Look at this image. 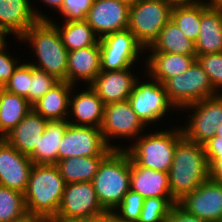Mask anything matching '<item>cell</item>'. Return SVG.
<instances>
[{
    "label": "cell",
    "mask_w": 222,
    "mask_h": 222,
    "mask_svg": "<svg viewBox=\"0 0 222 222\" xmlns=\"http://www.w3.org/2000/svg\"><path fill=\"white\" fill-rule=\"evenodd\" d=\"M188 214L208 222L222 221V182L210 179L177 203Z\"/></svg>",
    "instance_id": "14"
},
{
    "label": "cell",
    "mask_w": 222,
    "mask_h": 222,
    "mask_svg": "<svg viewBox=\"0 0 222 222\" xmlns=\"http://www.w3.org/2000/svg\"><path fill=\"white\" fill-rule=\"evenodd\" d=\"M196 60L207 73L209 81L215 91L222 88V52L196 56Z\"/></svg>",
    "instance_id": "37"
},
{
    "label": "cell",
    "mask_w": 222,
    "mask_h": 222,
    "mask_svg": "<svg viewBox=\"0 0 222 222\" xmlns=\"http://www.w3.org/2000/svg\"><path fill=\"white\" fill-rule=\"evenodd\" d=\"M38 20L50 19L32 9L30 0H0V27L8 35L19 39Z\"/></svg>",
    "instance_id": "17"
},
{
    "label": "cell",
    "mask_w": 222,
    "mask_h": 222,
    "mask_svg": "<svg viewBox=\"0 0 222 222\" xmlns=\"http://www.w3.org/2000/svg\"><path fill=\"white\" fill-rule=\"evenodd\" d=\"M209 166V179L222 182V151H205Z\"/></svg>",
    "instance_id": "40"
},
{
    "label": "cell",
    "mask_w": 222,
    "mask_h": 222,
    "mask_svg": "<svg viewBox=\"0 0 222 222\" xmlns=\"http://www.w3.org/2000/svg\"><path fill=\"white\" fill-rule=\"evenodd\" d=\"M196 56L222 52V8L201 1V22Z\"/></svg>",
    "instance_id": "19"
},
{
    "label": "cell",
    "mask_w": 222,
    "mask_h": 222,
    "mask_svg": "<svg viewBox=\"0 0 222 222\" xmlns=\"http://www.w3.org/2000/svg\"><path fill=\"white\" fill-rule=\"evenodd\" d=\"M7 35L8 34L0 27V48L7 43L5 39Z\"/></svg>",
    "instance_id": "49"
},
{
    "label": "cell",
    "mask_w": 222,
    "mask_h": 222,
    "mask_svg": "<svg viewBox=\"0 0 222 222\" xmlns=\"http://www.w3.org/2000/svg\"><path fill=\"white\" fill-rule=\"evenodd\" d=\"M60 81L46 71L32 65V79H30L29 103L33 105Z\"/></svg>",
    "instance_id": "35"
},
{
    "label": "cell",
    "mask_w": 222,
    "mask_h": 222,
    "mask_svg": "<svg viewBox=\"0 0 222 222\" xmlns=\"http://www.w3.org/2000/svg\"><path fill=\"white\" fill-rule=\"evenodd\" d=\"M203 146L205 151H222V140H217V136L214 135Z\"/></svg>",
    "instance_id": "43"
},
{
    "label": "cell",
    "mask_w": 222,
    "mask_h": 222,
    "mask_svg": "<svg viewBox=\"0 0 222 222\" xmlns=\"http://www.w3.org/2000/svg\"><path fill=\"white\" fill-rule=\"evenodd\" d=\"M182 136L183 132L179 127L148 135L143 134L131 144L132 146L123 149L139 166L168 173L173 162L177 141Z\"/></svg>",
    "instance_id": "5"
},
{
    "label": "cell",
    "mask_w": 222,
    "mask_h": 222,
    "mask_svg": "<svg viewBox=\"0 0 222 222\" xmlns=\"http://www.w3.org/2000/svg\"><path fill=\"white\" fill-rule=\"evenodd\" d=\"M171 11L172 7L163 0H138L130 5L128 29L145 50L171 20Z\"/></svg>",
    "instance_id": "6"
},
{
    "label": "cell",
    "mask_w": 222,
    "mask_h": 222,
    "mask_svg": "<svg viewBox=\"0 0 222 222\" xmlns=\"http://www.w3.org/2000/svg\"><path fill=\"white\" fill-rule=\"evenodd\" d=\"M99 46L101 71L132 68L139 54L145 51L128 28L104 35L99 40Z\"/></svg>",
    "instance_id": "8"
},
{
    "label": "cell",
    "mask_w": 222,
    "mask_h": 222,
    "mask_svg": "<svg viewBox=\"0 0 222 222\" xmlns=\"http://www.w3.org/2000/svg\"><path fill=\"white\" fill-rule=\"evenodd\" d=\"M112 150L105 143L100 128L69 123L59 145L58 161L70 157L107 156Z\"/></svg>",
    "instance_id": "11"
},
{
    "label": "cell",
    "mask_w": 222,
    "mask_h": 222,
    "mask_svg": "<svg viewBox=\"0 0 222 222\" xmlns=\"http://www.w3.org/2000/svg\"><path fill=\"white\" fill-rule=\"evenodd\" d=\"M95 0H64L59 12L64 21H85Z\"/></svg>",
    "instance_id": "38"
},
{
    "label": "cell",
    "mask_w": 222,
    "mask_h": 222,
    "mask_svg": "<svg viewBox=\"0 0 222 222\" xmlns=\"http://www.w3.org/2000/svg\"><path fill=\"white\" fill-rule=\"evenodd\" d=\"M73 99L70 98L69 115L76 121L68 122L77 126H90L100 128L103 120L104 107L102 99L89 85L87 90L76 93Z\"/></svg>",
    "instance_id": "22"
},
{
    "label": "cell",
    "mask_w": 222,
    "mask_h": 222,
    "mask_svg": "<svg viewBox=\"0 0 222 222\" xmlns=\"http://www.w3.org/2000/svg\"><path fill=\"white\" fill-rule=\"evenodd\" d=\"M4 136L0 133V140H3Z\"/></svg>",
    "instance_id": "53"
},
{
    "label": "cell",
    "mask_w": 222,
    "mask_h": 222,
    "mask_svg": "<svg viewBox=\"0 0 222 222\" xmlns=\"http://www.w3.org/2000/svg\"><path fill=\"white\" fill-rule=\"evenodd\" d=\"M168 178L170 192L176 203L207 181L209 166L204 146L183 135L177 141Z\"/></svg>",
    "instance_id": "1"
},
{
    "label": "cell",
    "mask_w": 222,
    "mask_h": 222,
    "mask_svg": "<svg viewBox=\"0 0 222 222\" xmlns=\"http://www.w3.org/2000/svg\"><path fill=\"white\" fill-rule=\"evenodd\" d=\"M73 85L60 81L32 105V109L47 120H68Z\"/></svg>",
    "instance_id": "25"
},
{
    "label": "cell",
    "mask_w": 222,
    "mask_h": 222,
    "mask_svg": "<svg viewBox=\"0 0 222 222\" xmlns=\"http://www.w3.org/2000/svg\"><path fill=\"white\" fill-rule=\"evenodd\" d=\"M131 70L129 68L115 71H101L90 86L105 105L126 101L132 92L136 80L139 79L133 75Z\"/></svg>",
    "instance_id": "18"
},
{
    "label": "cell",
    "mask_w": 222,
    "mask_h": 222,
    "mask_svg": "<svg viewBox=\"0 0 222 222\" xmlns=\"http://www.w3.org/2000/svg\"><path fill=\"white\" fill-rule=\"evenodd\" d=\"M163 85L175 109L217 95L207 73L197 60L184 73L169 78Z\"/></svg>",
    "instance_id": "7"
},
{
    "label": "cell",
    "mask_w": 222,
    "mask_h": 222,
    "mask_svg": "<svg viewBox=\"0 0 222 222\" xmlns=\"http://www.w3.org/2000/svg\"><path fill=\"white\" fill-rule=\"evenodd\" d=\"M171 20L187 38L196 42L200 32L201 0L191 5L173 7L171 11Z\"/></svg>",
    "instance_id": "31"
},
{
    "label": "cell",
    "mask_w": 222,
    "mask_h": 222,
    "mask_svg": "<svg viewBox=\"0 0 222 222\" xmlns=\"http://www.w3.org/2000/svg\"><path fill=\"white\" fill-rule=\"evenodd\" d=\"M130 5L115 0H95L86 22L99 38L128 28Z\"/></svg>",
    "instance_id": "16"
},
{
    "label": "cell",
    "mask_w": 222,
    "mask_h": 222,
    "mask_svg": "<svg viewBox=\"0 0 222 222\" xmlns=\"http://www.w3.org/2000/svg\"><path fill=\"white\" fill-rule=\"evenodd\" d=\"M6 44L0 48V87L10 79L18 67V59L10 57L6 51Z\"/></svg>",
    "instance_id": "39"
},
{
    "label": "cell",
    "mask_w": 222,
    "mask_h": 222,
    "mask_svg": "<svg viewBox=\"0 0 222 222\" xmlns=\"http://www.w3.org/2000/svg\"><path fill=\"white\" fill-rule=\"evenodd\" d=\"M163 1L173 8V7L191 5L198 0H163Z\"/></svg>",
    "instance_id": "44"
},
{
    "label": "cell",
    "mask_w": 222,
    "mask_h": 222,
    "mask_svg": "<svg viewBox=\"0 0 222 222\" xmlns=\"http://www.w3.org/2000/svg\"><path fill=\"white\" fill-rule=\"evenodd\" d=\"M207 3L212 7L222 8V0H210Z\"/></svg>",
    "instance_id": "50"
},
{
    "label": "cell",
    "mask_w": 222,
    "mask_h": 222,
    "mask_svg": "<svg viewBox=\"0 0 222 222\" xmlns=\"http://www.w3.org/2000/svg\"><path fill=\"white\" fill-rule=\"evenodd\" d=\"M11 222H47V221L42 216L27 211L20 217L12 220Z\"/></svg>",
    "instance_id": "42"
},
{
    "label": "cell",
    "mask_w": 222,
    "mask_h": 222,
    "mask_svg": "<svg viewBox=\"0 0 222 222\" xmlns=\"http://www.w3.org/2000/svg\"><path fill=\"white\" fill-rule=\"evenodd\" d=\"M108 222H129L119 219L114 212H108Z\"/></svg>",
    "instance_id": "48"
},
{
    "label": "cell",
    "mask_w": 222,
    "mask_h": 222,
    "mask_svg": "<svg viewBox=\"0 0 222 222\" xmlns=\"http://www.w3.org/2000/svg\"><path fill=\"white\" fill-rule=\"evenodd\" d=\"M147 48L154 52L196 55L195 42L187 38L172 20L165 24L158 38Z\"/></svg>",
    "instance_id": "29"
},
{
    "label": "cell",
    "mask_w": 222,
    "mask_h": 222,
    "mask_svg": "<svg viewBox=\"0 0 222 222\" xmlns=\"http://www.w3.org/2000/svg\"><path fill=\"white\" fill-rule=\"evenodd\" d=\"M177 204L173 197L144 198L143 207L137 222H165L171 208Z\"/></svg>",
    "instance_id": "33"
},
{
    "label": "cell",
    "mask_w": 222,
    "mask_h": 222,
    "mask_svg": "<svg viewBox=\"0 0 222 222\" xmlns=\"http://www.w3.org/2000/svg\"><path fill=\"white\" fill-rule=\"evenodd\" d=\"M33 165L29 156L0 140V186L24 193Z\"/></svg>",
    "instance_id": "15"
},
{
    "label": "cell",
    "mask_w": 222,
    "mask_h": 222,
    "mask_svg": "<svg viewBox=\"0 0 222 222\" xmlns=\"http://www.w3.org/2000/svg\"><path fill=\"white\" fill-rule=\"evenodd\" d=\"M65 185L56 165L34 164L24 192L26 210L49 222L58 213Z\"/></svg>",
    "instance_id": "4"
},
{
    "label": "cell",
    "mask_w": 222,
    "mask_h": 222,
    "mask_svg": "<svg viewBox=\"0 0 222 222\" xmlns=\"http://www.w3.org/2000/svg\"><path fill=\"white\" fill-rule=\"evenodd\" d=\"M68 125V120H48L38 146H35L34 152L29 156L34 164L56 165L59 145Z\"/></svg>",
    "instance_id": "26"
},
{
    "label": "cell",
    "mask_w": 222,
    "mask_h": 222,
    "mask_svg": "<svg viewBox=\"0 0 222 222\" xmlns=\"http://www.w3.org/2000/svg\"><path fill=\"white\" fill-rule=\"evenodd\" d=\"M106 156H81L59 160L56 166L66 184L91 182Z\"/></svg>",
    "instance_id": "27"
},
{
    "label": "cell",
    "mask_w": 222,
    "mask_h": 222,
    "mask_svg": "<svg viewBox=\"0 0 222 222\" xmlns=\"http://www.w3.org/2000/svg\"><path fill=\"white\" fill-rule=\"evenodd\" d=\"M128 101L145 126L163 118L169 108H175L168 99L164 85L157 80L139 83L137 79Z\"/></svg>",
    "instance_id": "10"
},
{
    "label": "cell",
    "mask_w": 222,
    "mask_h": 222,
    "mask_svg": "<svg viewBox=\"0 0 222 222\" xmlns=\"http://www.w3.org/2000/svg\"><path fill=\"white\" fill-rule=\"evenodd\" d=\"M20 39L32 45L38 58L37 64L35 62L30 64L55 76L59 81L67 82L68 50L63 45L54 21L38 20Z\"/></svg>",
    "instance_id": "2"
},
{
    "label": "cell",
    "mask_w": 222,
    "mask_h": 222,
    "mask_svg": "<svg viewBox=\"0 0 222 222\" xmlns=\"http://www.w3.org/2000/svg\"><path fill=\"white\" fill-rule=\"evenodd\" d=\"M148 55L146 65L152 81L164 84L169 78L184 73L196 60V55H180L176 53L154 52Z\"/></svg>",
    "instance_id": "24"
},
{
    "label": "cell",
    "mask_w": 222,
    "mask_h": 222,
    "mask_svg": "<svg viewBox=\"0 0 222 222\" xmlns=\"http://www.w3.org/2000/svg\"><path fill=\"white\" fill-rule=\"evenodd\" d=\"M193 110L189 123L182 129L183 135L199 145H204L214 135L222 123V94L205 98L182 109Z\"/></svg>",
    "instance_id": "9"
},
{
    "label": "cell",
    "mask_w": 222,
    "mask_h": 222,
    "mask_svg": "<svg viewBox=\"0 0 222 222\" xmlns=\"http://www.w3.org/2000/svg\"><path fill=\"white\" fill-rule=\"evenodd\" d=\"M143 203L144 197L130 189L123 197L122 202L115 208L113 212L121 220L137 222L141 214Z\"/></svg>",
    "instance_id": "36"
},
{
    "label": "cell",
    "mask_w": 222,
    "mask_h": 222,
    "mask_svg": "<svg viewBox=\"0 0 222 222\" xmlns=\"http://www.w3.org/2000/svg\"><path fill=\"white\" fill-rule=\"evenodd\" d=\"M105 212L97 199L92 182L83 181L65 185L56 217L92 218Z\"/></svg>",
    "instance_id": "13"
},
{
    "label": "cell",
    "mask_w": 222,
    "mask_h": 222,
    "mask_svg": "<svg viewBox=\"0 0 222 222\" xmlns=\"http://www.w3.org/2000/svg\"><path fill=\"white\" fill-rule=\"evenodd\" d=\"M100 46L94 45L68 52L67 82L74 86L77 79L90 85L101 72Z\"/></svg>",
    "instance_id": "21"
},
{
    "label": "cell",
    "mask_w": 222,
    "mask_h": 222,
    "mask_svg": "<svg viewBox=\"0 0 222 222\" xmlns=\"http://www.w3.org/2000/svg\"><path fill=\"white\" fill-rule=\"evenodd\" d=\"M144 124L133 111L128 100L106 104L100 130L105 143L113 149H123L110 145L112 138L137 139L143 132ZM142 131V132H141Z\"/></svg>",
    "instance_id": "12"
},
{
    "label": "cell",
    "mask_w": 222,
    "mask_h": 222,
    "mask_svg": "<svg viewBox=\"0 0 222 222\" xmlns=\"http://www.w3.org/2000/svg\"><path fill=\"white\" fill-rule=\"evenodd\" d=\"M130 189L144 198L172 197L167 172L141 167L132 159Z\"/></svg>",
    "instance_id": "23"
},
{
    "label": "cell",
    "mask_w": 222,
    "mask_h": 222,
    "mask_svg": "<svg viewBox=\"0 0 222 222\" xmlns=\"http://www.w3.org/2000/svg\"><path fill=\"white\" fill-rule=\"evenodd\" d=\"M30 79H32V64L23 62L18 65L13 75L2 88L29 101Z\"/></svg>",
    "instance_id": "34"
},
{
    "label": "cell",
    "mask_w": 222,
    "mask_h": 222,
    "mask_svg": "<svg viewBox=\"0 0 222 222\" xmlns=\"http://www.w3.org/2000/svg\"><path fill=\"white\" fill-rule=\"evenodd\" d=\"M165 222H208L194 215L188 214L178 204H175Z\"/></svg>",
    "instance_id": "41"
},
{
    "label": "cell",
    "mask_w": 222,
    "mask_h": 222,
    "mask_svg": "<svg viewBox=\"0 0 222 222\" xmlns=\"http://www.w3.org/2000/svg\"><path fill=\"white\" fill-rule=\"evenodd\" d=\"M48 120L33 109L15 128L7 133L4 139L20 153L30 156L43 136Z\"/></svg>",
    "instance_id": "20"
},
{
    "label": "cell",
    "mask_w": 222,
    "mask_h": 222,
    "mask_svg": "<svg viewBox=\"0 0 222 222\" xmlns=\"http://www.w3.org/2000/svg\"><path fill=\"white\" fill-rule=\"evenodd\" d=\"M131 158L124 149H113L100 163L91 181L106 212H113L130 190Z\"/></svg>",
    "instance_id": "3"
},
{
    "label": "cell",
    "mask_w": 222,
    "mask_h": 222,
    "mask_svg": "<svg viewBox=\"0 0 222 222\" xmlns=\"http://www.w3.org/2000/svg\"><path fill=\"white\" fill-rule=\"evenodd\" d=\"M25 212L24 193L0 186V222H11Z\"/></svg>",
    "instance_id": "32"
},
{
    "label": "cell",
    "mask_w": 222,
    "mask_h": 222,
    "mask_svg": "<svg viewBox=\"0 0 222 222\" xmlns=\"http://www.w3.org/2000/svg\"><path fill=\"white\" fill-rule=\"evenodd\" d=\"M56 26L68 52L99 45V36L86 21H65L64 26Z\"/></svg>",
    "instance_id": "30"
},
{
    "label": "cell",
    "mask_w": 222,
    "mask_h": 222,
    "mask_svg": "<svg viewBox=\"0 0 222 222\" xmlns=\"http://www.w3.org/2000/svg\"><path fill=\"white\" fill-rule=\"evenodd\" d=\"M90 222H108V212L102 215L90 218Z\"/></svg>",
    "instance_id": "47"
},
{
    "label": "cell",
    "mask_w": 222,
    "mask_h": 222,
    "mask_svg": "<svg viewBox=\"0 0 222 222\" xmlns=\"http://www.w3.org/2000/svg\"><path fill=\"white\" fill-rule=\"evenodd\" d=\"M215 135L217 136V140H222V123L218 126Z\"/></svg>",
    "instance_id": "51"
},
{
    "label": "cell",
    "mask_w": 222,
    "mask_h": 222,
    "mask_svg": "<svg viewBox=\"0 0 222 222\" xmlns=\"http://www.w3.org/2000/svg\"><path fill=\"white\" fill-rule=\"evenodd\" d=\"M49 222H90V218L54 217Z\"/></svg>",
    "instance_id": "45"
},
{
    "label": "cell",
    "mask_w": 222,
    "mask_h": 222,
    "mask_svg": "<svg viewBox=\"0 0 222 222\" xmlns=\"http://www.w3.org/2000/svg\"><path fill=\"white\" fill-rule=\"evenodd\" d=\"M115 1H119L128 5H133L134 3H136L138 0H115Z\"/></svg>",
    "instance_id": "52"
},
{
    "label": "cell",
    "mask_w": 222,
    "mask_h": 222,
    "mask_svg": "<svg viewBox=\"0 0 222 222\" xmlns=\"http://www.w3.org/2000/svg\"><path fill=\"white\" fill-rule=\"evenodd\" d=\"M32 110L29 101L0 87V133L5 137Z\"/></svg>",
    "instance_id": "28"
},
{
    "label": "cell",
    "mask_w": 222,
    "mask_h": 222,
    "mask_svg": "<svg viewBox=\"0 0 222 222\" xmlns=\"http://www.w3.org/2000/svg\"><path fill=\"white\" fill-rule=\"evenodd\" d=\"M45 4L49 5L51 8L60 10L64 0H42Z\"/></svg>",
    "instance_id": "46"
}]
</instances>
